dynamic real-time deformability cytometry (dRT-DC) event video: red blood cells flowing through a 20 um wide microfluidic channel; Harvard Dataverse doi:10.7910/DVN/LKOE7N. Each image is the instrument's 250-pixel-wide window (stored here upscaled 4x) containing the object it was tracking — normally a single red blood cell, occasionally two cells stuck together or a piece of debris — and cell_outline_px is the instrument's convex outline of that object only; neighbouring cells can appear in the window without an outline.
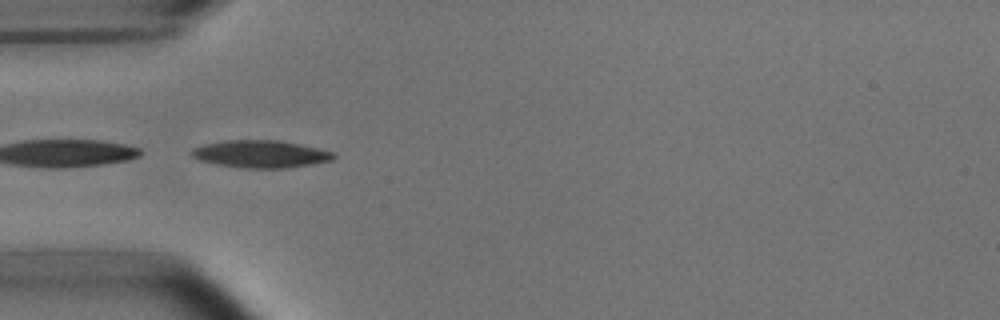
{"species": "common noctule bat (a hibernating species)", "species_latin": "Nyctalus noctula", "temperature_condition": "room temperature", "stored_images_in_passage": 5, "camera_frame_rate_fps": 3000, "um_per_image_px": 0.085, "animal": {"sex": "male", "body_mass_g": 15.6}, "frame": {"image": 1, "passage_image": 4, "time_ms": 1.0, "image_size_px": [1000, 320], "cell_outline_px": [[336, 156], [332, 160], [312, 164], [288, 168], [244, 168], [220, 164], [200, 160], [192, 156], [188, 152], [192, 148], [204, 144], [224, 140], [280, 140], [316, 148], [332, 152]], "centroid_in_image_um": [22.12, 13.08], "position_along_channel_um": 62.9, "area_um2": 22.54}}